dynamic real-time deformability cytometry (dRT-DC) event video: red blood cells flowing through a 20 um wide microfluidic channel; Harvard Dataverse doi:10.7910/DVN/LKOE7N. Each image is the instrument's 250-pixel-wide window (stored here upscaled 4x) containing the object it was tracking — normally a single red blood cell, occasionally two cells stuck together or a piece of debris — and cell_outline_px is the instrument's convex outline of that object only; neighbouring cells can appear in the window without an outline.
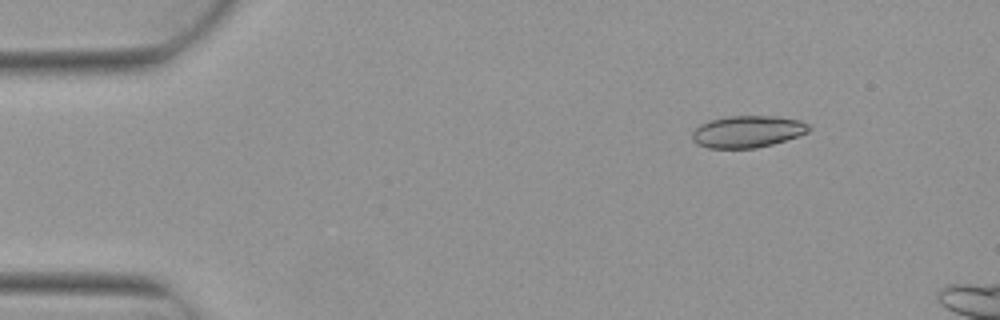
{"species": "Egyptian fruit bat (a non-hibernating species)", "species_latin": "Rousettus aegyptiacus", "temperature_condition": "warm", "stored_images_in_passage": 4, "camera_frame_rate_fps": 3000, "um_per_image_px": 0.085, "animal": {"sex": "female"}, "frame": {"image": 1, "passage_image": 2, "time_ms": 0.333, "image_size_px": [1000, 320], "cell_outline_px": [[812, 128], [808, 132], [772, 144], [756, 148], [708, 148], [696, 144], [692, 140], [692, 132], [700, 124], [708, 120], [728, 116], [776, 116], [800, 120], [808, 124]], "centroid_in_image_um": [63.51, 11.18], "position_along_channel_um": 21.5, "area_um2": 21.73}}